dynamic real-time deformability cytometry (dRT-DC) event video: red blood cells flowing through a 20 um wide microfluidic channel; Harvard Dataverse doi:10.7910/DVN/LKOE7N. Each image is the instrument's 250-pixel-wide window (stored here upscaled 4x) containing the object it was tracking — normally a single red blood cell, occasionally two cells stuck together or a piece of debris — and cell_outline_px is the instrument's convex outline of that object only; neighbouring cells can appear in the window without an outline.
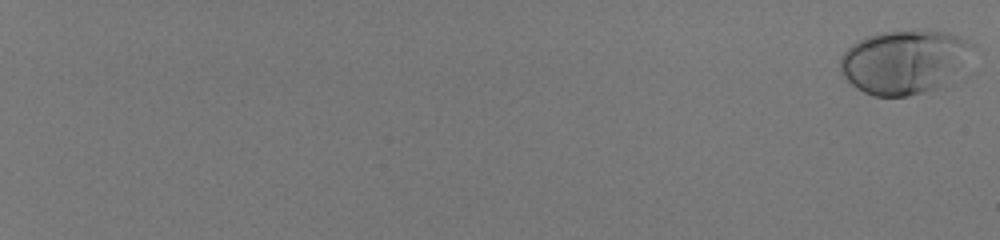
{"species": "human", "species_latin": "Homo sapiens", "temperature_condition": "room temperature", "stored_images_in_passage": 59, "camera_frame_rate_fps": 3000, "um_per_image_px": 0.085, "donor": {"sex": "male"}, "frame": {"image": 1, "passage_image": 1, "time_ms": 0.0, "image_size_px": [1000, 240], "cell_outline_px": [[976, 44], [940, 84], [936, 88], [924, 92], [908, 96], [872, 96], [856, 88], [844, 76], [840, 68], [840, 56], [852, 44], [864, 36], [880, 32], [924, 28], [948, 32], [960, 36]], "centroid_in_image_um": [76.75, 5.19], "position_along_channel_um": 8.2, "area_um2": 48.55}}
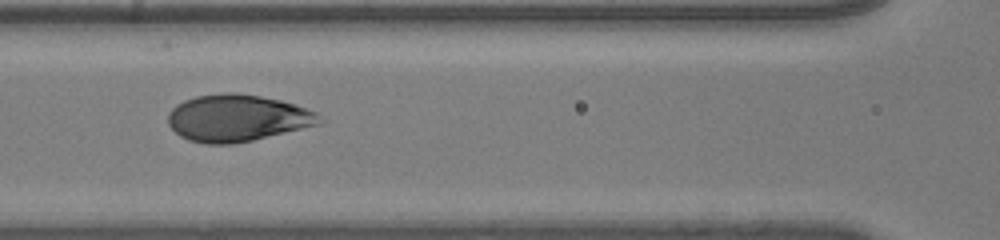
{"frame": {"image": 2, "passage_image": 34, "time_ms": 11.0, "image_size_px": [1000, 240], "cell_outline_px": [[320, 124], [252, 140], [232, 144], [204, 144], [188, 140], [180, 136], [168, 124], [168, 112], [176, 104], [184, 100], [196, 96], [228, 92], [232, 92], [260, 96], [280, 100], [316, 112], [320, 116]], "centroid_in_image_um": [20.11, 10.04], "position_along_channel_um": 146.5, "area_um2": 41.1}}
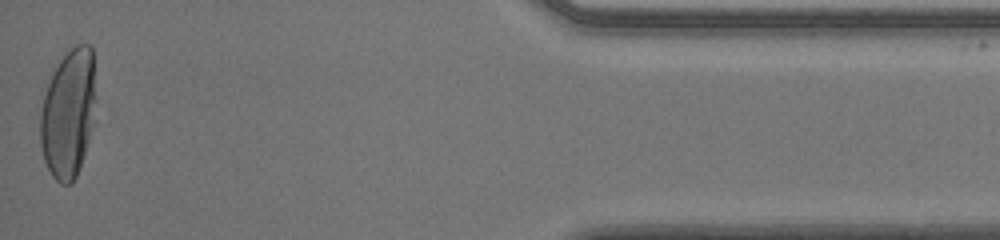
{"frame": {"image": 3, "passage_image": 59, "time_ms": 19.333, "image_size_px": [1000, 240], "cell_outline_px": [[96, 100], [92, 124], [88, 140], [80, 168], [72, 184], [60, 184], [52, 176], [44, 160], [40, 144], [40, 116], [44, 96], [48, 84], [60, 60], [76, 44], [88, 44], [92, 48]], "centroid_in_image_um": [5.81, 9.67], "position_along_channel_um": 429.4, "area_um2": 41.38}, "authors_computed_cell_mechanics": {"area_um2": 42.8298, "velocity_mm_per_s": 3.9979, "shape_relaxation_time_tau1_ms": 3.5027, "shape_relaxation_time_tau2_ms": null, "deformation_change_tau1": 0.1793, "deformation_change_tau2": null}}